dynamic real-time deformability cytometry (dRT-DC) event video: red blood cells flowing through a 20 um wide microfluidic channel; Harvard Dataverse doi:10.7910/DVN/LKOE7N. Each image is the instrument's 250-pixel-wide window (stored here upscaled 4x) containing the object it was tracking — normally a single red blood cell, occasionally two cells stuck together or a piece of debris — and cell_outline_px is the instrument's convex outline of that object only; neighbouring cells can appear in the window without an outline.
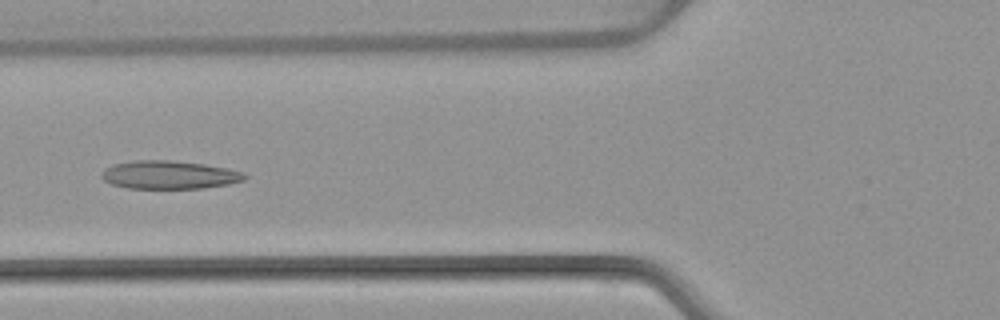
{"species": "common noctule bat (a hibernating species)", "species_latin": "Nyctalus noctula", "temperature_condition": "warm", "stored_images_in_passage": 5, "camera_frame_rate_fps": 3000, "um_per_image_px": 0.085, "animal": {"sex": "female", "body_mass_g": 22.7, "forearm_length_mm": 54.2}, "frame": {"image": 1, "passage_image": 5, "time_ms": 4.667, "image_size_px": [1000, 320], "cell_outline_px": [[248, 176], [244, 180], [228, 184], [204, 188], [128, 188], [112, 184], [104, 180], [100, 176], [100, 172], [104, 168], [112, 164], [132, 160], [172, 160], [204, 164], [228, 168], [244, 172]], "centroid_in_image_um": [14.36, 14.85], "position_along_channel_um": 111.4, "area_um2": 23.76}}